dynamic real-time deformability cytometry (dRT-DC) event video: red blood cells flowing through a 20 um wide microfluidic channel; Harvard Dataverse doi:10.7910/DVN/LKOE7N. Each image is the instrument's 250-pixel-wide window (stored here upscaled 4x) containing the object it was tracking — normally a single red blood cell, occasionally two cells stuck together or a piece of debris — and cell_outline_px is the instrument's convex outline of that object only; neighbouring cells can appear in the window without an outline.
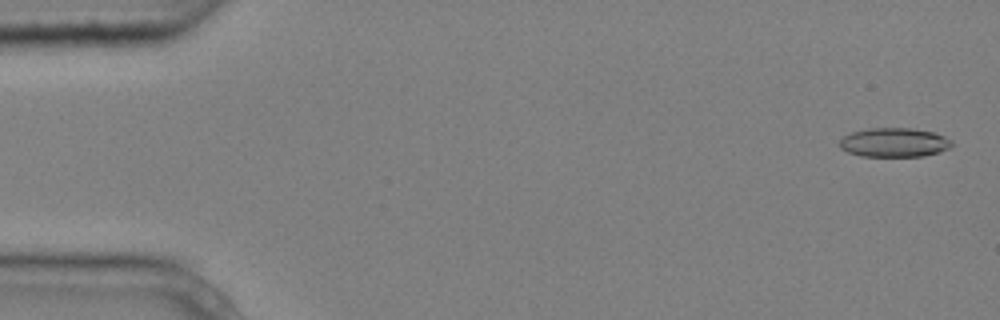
{"species": "common noctule bat (a hibernating species)", "species_latin": "Nyctalus noctula", "temperature_condition": "cold", "stored_images_in_passage": 4, "camera_frame_rate_fps": 3000, "um_per_image_px": 0.085, "animal": {"sex": "male", "body_mass_g": 20.4}, "frame": {"image": 1, "passage_image": 1, "time_ms": 0.0, "image_size_px": [1000, 320], "cell_outline_px": [[952, 144], [948, 148], [940, 152], [924, 156], [860, 156], [848, 152], [840, 148], [840, 140], [844, 136], [852, 132], [868, 128], [912, 128], [932, 132], [944, 136], [952, 140]], "centroid_in_image_um": [76.0, 12.11], "position_along_channel_um": 9.0, "area_um2": 19.02}}